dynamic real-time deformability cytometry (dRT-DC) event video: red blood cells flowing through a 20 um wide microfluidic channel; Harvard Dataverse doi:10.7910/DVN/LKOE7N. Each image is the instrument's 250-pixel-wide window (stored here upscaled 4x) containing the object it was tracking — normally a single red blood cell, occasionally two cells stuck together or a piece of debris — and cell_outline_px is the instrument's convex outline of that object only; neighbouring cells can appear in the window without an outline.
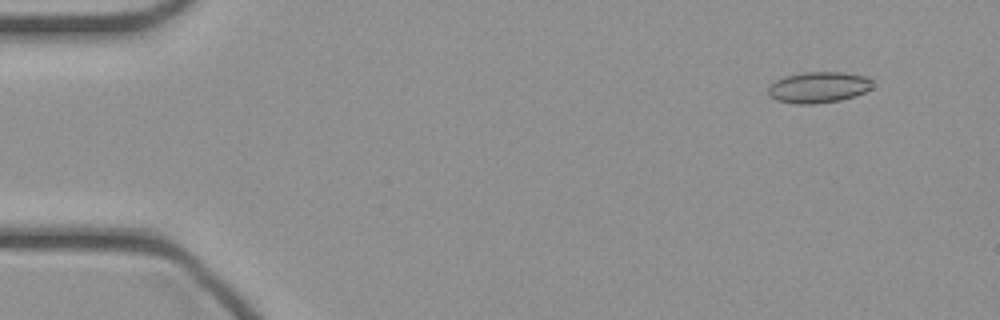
{"species": "common noctule bat (a hibernating species)", "species_latin": "Nyctalus noctula", "temperature_condition": "cold", "stored_images_in_passage": 46, "camera_frame_rate_fps": 3000, "um_per_image_px": 0.085, "animal": {"sex": "female", "body_mass_g": 21.9}, "frame": {"image": 1, "passage_image": 3, "time_ms": 0.667, "image_size_px": [1000, 320], "cell_outline_px": [[872, 88], [856, 96], [840, 100], [816, 104], [796, 104], [776, 100], [768, 96], [768, 84], [784, 76], [804, 72], [844, 72], [868, 76], [872, 80]], "centroid_in_image_um": [69.56, 7.42], "position_along_channel_um": 15.4, "area_um2": 19.25}}
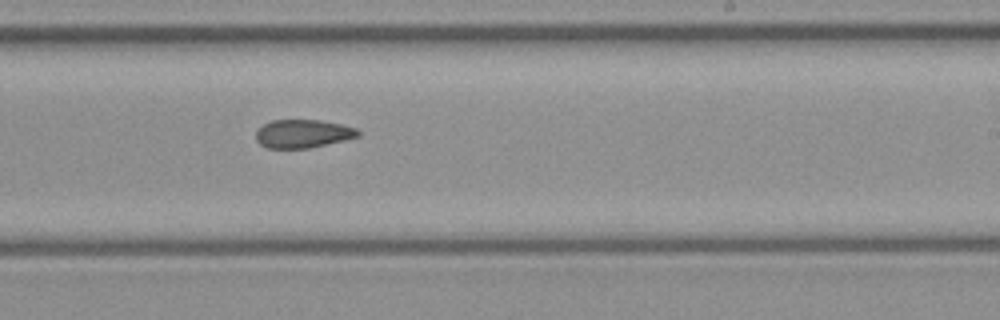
{"frame": {"image": 2, "passage_image": 27, "time_ms": 8.667, "image_size_px": [1000, 320], "cell_outline_px": [[360, 136], [344, 140], [308, 148], [268, 148], [260, 144], [256, 140], [256, 132], [264, 124], [272, 120], [320, 120], [340, 124], [356, 128], [360, 132]], "centroid_in_image_um": [25.75, 11.36], "position_along_channel_um": 263.3, "area_um2": 16.7}}
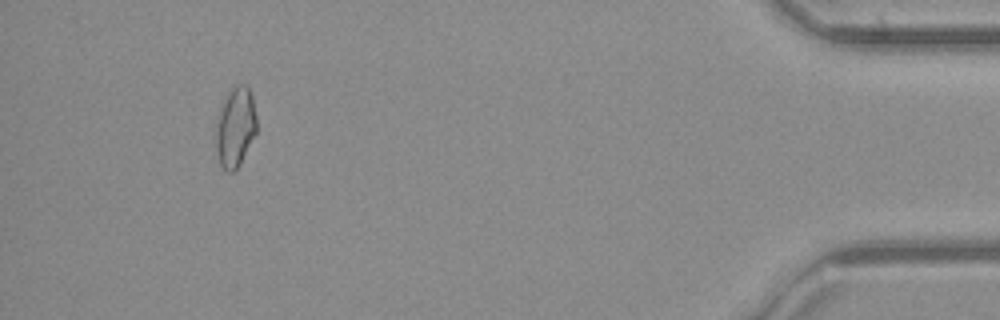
{"frame": {"image": 3, "passage_image": 42, "time_ms": 13.667, "image_size_px": [1000, 320], "cell_outline_px": [[256, 132], [240, 164], [232, 172], [228, 172], [220, 164], [216, 148], [216, 120], [220, 104], [224, 96], [232, 84], [248, 84], [252, 96], [256, 116]], "centroid_in_image_um": [19.99, 10.72], "position_along_channel_um": 415.2, "area_um2": 19.31}}